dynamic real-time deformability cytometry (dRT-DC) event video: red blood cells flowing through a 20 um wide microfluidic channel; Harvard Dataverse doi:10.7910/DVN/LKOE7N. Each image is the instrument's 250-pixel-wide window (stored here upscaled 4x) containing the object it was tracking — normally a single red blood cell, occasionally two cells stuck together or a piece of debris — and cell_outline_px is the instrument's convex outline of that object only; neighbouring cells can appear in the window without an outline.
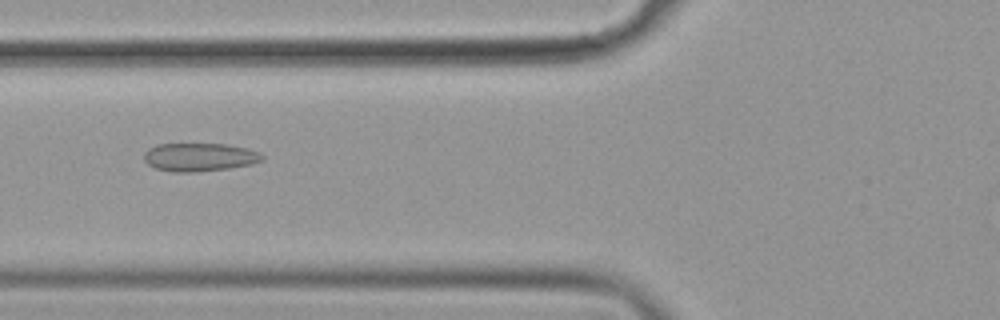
{"species": "common noctule bat (a hibernating species)", "species_latin": "Nyctalus noctula", "temperature_condition": "cold", "stored_images_in_passage": 35, "camera_frame_rate_fps": 3000, "um_per_image_px": 0.085, "animal": {"sex": "female", "body_mass_g": 19.9}, "frame": {"image": 1, "passage_image": 6, "time_ms": 1.667, "image_size_px": [1000, 320], "cell_outline_px": [[264, 160], [252, 164], [228, 168], [192, 172], [172, 172], [156, 168], [148, 164], [144, 160], [144, 152], [148, 148], [156, 144], [228, 144], [248, 148], [260, 152], [264, 156]], "centroid_in_image_um": [16.97, 13.34], "position_along_channel_um": 108.8, "area_um2": 19.59}}
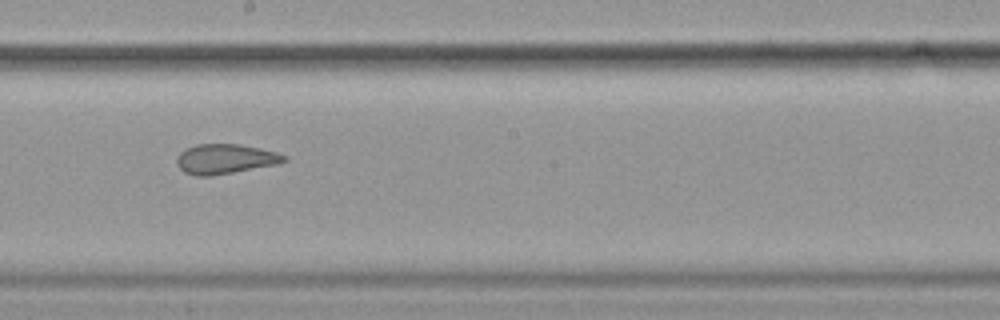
{"frame": {"image": 2, "passage_image": 16, "time_ms": 5.0, "image_size_px": [1000, 320], "cell_outline_px": [[288, 160], [276, 164], [212, 176], [196, 176], [184, 172], [176, 164], [176, 156], [180, 152], [196, 144], [240, 144], [260, 148], [276, 152], [288, 156]], "centroid_in_image_um": [19.13, 13.51], "position_along_channel_um": 229.1, "area_um2": 18.67}}
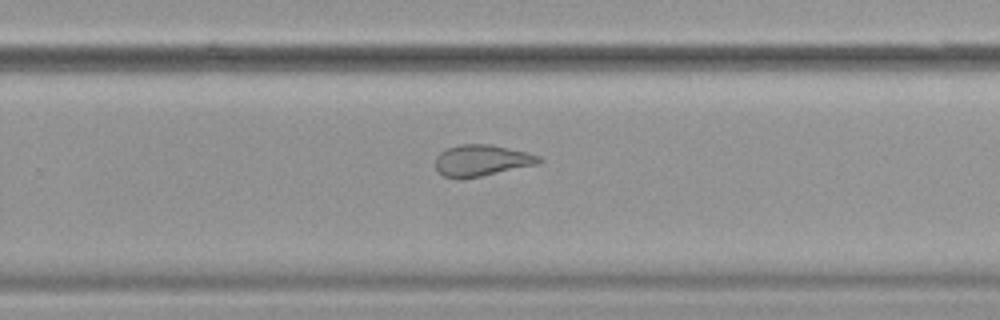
{"frame": {"image": 3, "passage_image": 21, "time_ms": 6.667, "image_size_px": [1000, 320], "cell_outline_px": [[544, 160], [540, 164], [480, 176], [444, 176], [436, 168], [436, 156], [440, 152], [448, 148], [460, 144], [492, 144], [540, 156]], "centroid_in_image_um": [41.0, 13.6], "position_along_channel_um": 288.8, "area_um2": 18.44}, "authors_computed_cell_mechanics": {"area_um2": 19.4786, "velocity_mm_per_s": 3.6122, "shape_relaxation_time_tau1_ms": null, "shape_relaxation_time_tau2_ms": 2.1031, "deformation_change_tau1": null, "deformation_change_tau2": 0.0808}}